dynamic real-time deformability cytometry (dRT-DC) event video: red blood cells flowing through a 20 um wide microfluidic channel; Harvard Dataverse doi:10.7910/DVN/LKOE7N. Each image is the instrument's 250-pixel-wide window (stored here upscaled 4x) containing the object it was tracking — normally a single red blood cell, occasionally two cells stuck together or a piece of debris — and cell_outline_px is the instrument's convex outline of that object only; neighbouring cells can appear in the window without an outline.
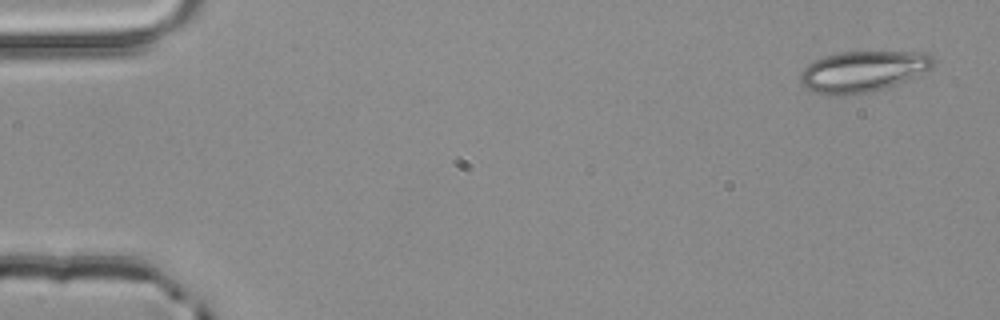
{"species": "common noctule bat (a hibernating species)", "species_latin": "Nyctalus noctula", "temperature_condition": "room temperature", "stored_images_in_passage": 4, "camera_frame_rate_fps": 3000, "um_per_image_px": 0.085, "animal": {"sex": "male", "body_mass_g": 20.4}, "frame": {"image": 1, "passage_image": 1, "time_ms": 0.0, "image_size_px": [1000, 320], "cell_outline_px": [[936, 60], [932, 68], [896, 84], [872, 92], [840, 96], [824, 96], [812, 92], [800, 84], [800, 72], [808, 64], [824, 56], [840, 52], [924, 52], [932, 56]], "centroid_in_image_um": [73.29, 6.09], "position_along_channel_um": 11.7, "area_um2": 32.02}}